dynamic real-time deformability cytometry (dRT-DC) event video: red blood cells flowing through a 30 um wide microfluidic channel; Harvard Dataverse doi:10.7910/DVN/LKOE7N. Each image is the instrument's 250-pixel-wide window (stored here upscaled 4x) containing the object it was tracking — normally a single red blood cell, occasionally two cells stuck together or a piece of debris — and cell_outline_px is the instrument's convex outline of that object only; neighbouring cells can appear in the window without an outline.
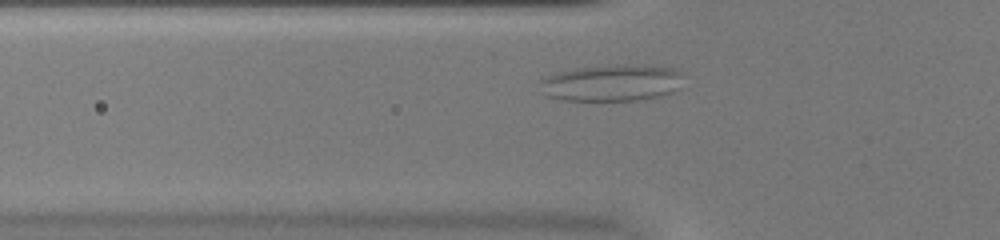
{"species": "common noctule bat (a hibernating species)", "species_latin": "Nyctalus noctula", "temperature_condition": "warm", "stored_images_in_passage": 32, "camera_frame_rate_fps": 3000, "um_per_image_px": 0.085, "animal": {"sex": "female", "body_mass_g": 20.0, "forearm_length_mm": 54.0}, "frame": {"image": 1, "passage_image": 4, "time_ms": 1.0, "image_size_px": [1000, 240], "cell_outline_px": [[680, 88], [664, 96], [636, 100], [564, 100], [548, 96], [544, 92], [540, 80], [556, 72], [572, 68], [616, 64], [644, 64], [672, 68], [680, 72]], "centroid_in_image_um": [52.03, 7.02], "position_along_channel_um": 73.8, "area_um2": 30.81}}
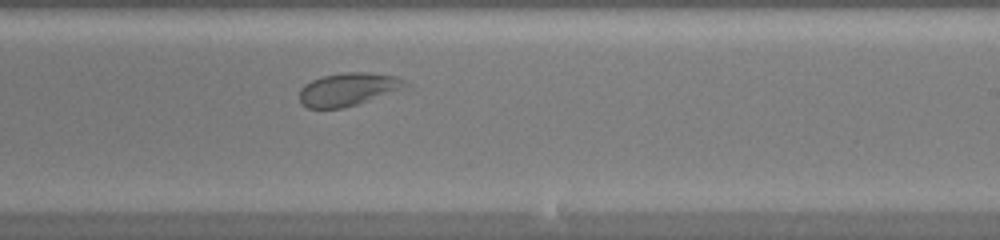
{"frame": {"image": 2, "passage_image": 18, "time_ms": 5.667, "image_size_px": [1000, 240], "cell_outline_px": [[412, 84], [356, 104], [344, 108], [308, 108], [300, 104], [300, 88], [304, 84], [320, 76], [344, 72], [372, 72], [396, 76]], "centroid_in_image_um": [29.53, 7.57], "position_along_channel_um": 259.5, "area_um2": 20.23}}
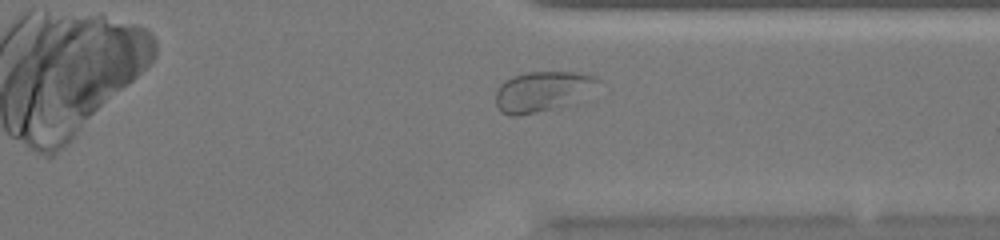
{"frame": {"image": 3, "passage_image": 26, "time_ms": 8.333, "image_size_px": [1000, 240], "cell_outline_px": [[600, 80], [568, 104], [520, 116], [512, 116], [500, 112], [496, 104], [496, 92], [500, 84], [504, 80], [512, 76], [528, 72], [576, 72], [596, 76]], "centroid_in_image_um": [45.97, 7.76], "position_along_channel_um": 365.4, "area_um2": 23.24}, "authors_computed_cell_mechanics": {"area_um2": 22.6287, "velocity_mm_per_s": 3.9757, "shape_relaxation_time_tau1_ms": null, "shape_relaxation_time_tau2_ms": 1.0947, "deformation_change_tau1": null, "deformation_change_tau2": 0.0561}}